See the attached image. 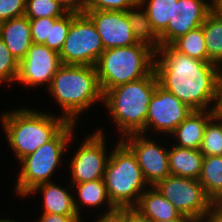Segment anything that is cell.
<instances>
[{
	"instance_id": "obj_26",
	"label": "cell",
	"mask_w": 222,
	"mask_h": 222,
	"mask_svg": "<svg viewBox=\"0 0 222 222\" xmlns=\"http://www.w3.org/2000/svg\"><path fill=\"white\" fill-rule=\"evenodd\" d=\"M149 1V2H147ZM139 0V5L146 4L145 11L150 20L151 26L159 36L168 26L169 20H172L174 4L178 0Z\"/></svg>"
},
{
	"instance_id": "obj_28",
	"label": "cell",
	"mask_w": 222,
	"mask_h": 222,
	"mask_svg": "<svg viewBox=\"0 0 222 222\" xmlns=\"http://www.w3.org/2000/svg\"><path fill=\"white\" fill-rule=\"evenodd\" d=\"M65 14L55 0H26L25 16L28 19L60 18Z\"/></svg>"
},
{
	"instance_id": "obj_40",
	"label": "cell",
	"mask_w": 222,
	"mask_h": 222,
	"mask_svg": "<svg viewBox=\"0 0 222 222\" xmlns=\"http://www.w3.org/2000/svg\"><path fill=\"white\" fill-rule=\"evenodd\" d=\"M154 222H196V219L191 216L181 215L179 218L168 221H154Z\"/></svg>"
},
{
	"instance_id": "obj_37",
	"label": "cell",
	"mask_w": 222,
	"mask_h": 222,
	"mask_svg": "<svg viewBox=\"0 0 222 222\" xmlns=\"http://www.w3.org/2000/svg\"><path fill=\"white\" fill-rule=\"evenodd\" d=\"M196 222H222V213L211 206L203 215L196 219Z\"/></svg>"
},
{
	"instance_id": "obj_9",
	"label": "cell",
	"mask_w": 222,
	"mask_h": 222,
	"mask_svg": "<svg viewBox=\"0 0 222 222\" xmlns=\"http://www.w3.org/2000/svg\"><path fill=\"white\" fill-rule=\"evenodd\" d=\"M155 188L182 215L197 219L212 206V200L199 180L193 178L169 175L159 181Z\"/></svg>"
},
{
	"instance_id": "obj_29",
	"label": "cell",
	"mask_w": 222,
	"mask_h": 222,
	"mask_svg": "<svg viewBox=\"0 0 222 222\" xmlns=\"http://www.w3.org/2000/svg\"><path fill=\"white\" fill-rule=\"evenodd\" d=\"M71 22L72 13H66L58 18L54 24H50L49 42H44L43 44L60 53L68 35Z\"/></svg>"
},
{
	"instance_id": "obj_38",
	"label": "cell",
	"mask_w": 222,
	"mask_h": 222,
	"mask_svg": "<svg viewBox=\"0 0 222 222\" xmlns=\"http://www.w3.org/2000/svg\"><path fill=\"white\" fill-rule=\"evenodd\" d=\"M97 222H123L122 218L115 212L110 215H101Z\"/></svg>"
},
{
	"instance_id": "obj_27",
	"label": "cell",
	"mask_w": 222,
	"mask_h": 222,
	"mask_svg": "<svg viewBox=\"0 0 222 222\" xmlns=\"http://www.w3.org/2000/svg\"><path fill=\"white\" fill-rule=\"evenodd\" d=\"M199 150L204 157L222 156V127L214 117L206 125Z\"/></svg>"
},
{
	"instance_id": "obj_23",
	"label": "cell",
	"mask_w": 222,
	"mask_h": 222,
	"mask_svg": "<svg viewBox=\"0 0 222 222\" xmlns=\"http://www.w3.org/2000/svg\"><path fill=\"white\" fill-rule=\"evenodd\" d=\"M208 62L222 65V19L211 11L202 24Z\"/></svg>"
},
{
	"instance_id": "obj_43",
	"label": "cell",
	"mask_w": 222,
	"mask_h": 222,
	"mask_svg": "<svg viewBox=\"0 0 222 222\" xmlns=\"http://www.w3.org/2000/svg\"><path fill=\"white\" fill-rule=\"evenodd\" d=\"M217 108L222 112V85L219 87V101Z\"/></svg>"
},
{
	"instance_id": "obj_20",
	"label": "cell",
	"mask_w": 222,
	"mask_h": 222,
	"mask_svg": "<svg viewBox=\"0 0 222 222\" xmlns=\"http://www.w3.org/2000/svg\"><path fill=\"white\" fill-rule=\"evenodd\" d=\"M203 157L200 150L174 145L169 149L170 175L198 180L201 173Z\"/></svg>"
},
{
	"instance_id": "obj_35",
	"label": "cell",
	"mask_w": 222,
	"mask_h": 222,
	"mask_svg": "<svg viewBox=\"0 0 222 222\" xmlns=\"http://www.w3.org/2000/svg\"><path fill=\"white\" fill-rule=\"evenodd\" d=\"M66 13L84 14L85 0H55Z\"/></svg>"
},
{
	"instance_id": "obj_22",
	"label": "cell",
	"mask_w": 222,
	"mask_h": 222,
	"mask_svg": "<svg viewBox=\"0 0 222 222\" xmlns=\"http://www.w3.org/2000/svg\"><path fill=\"white\" fill-rule=\"evenodd\" d=\"M140 7L141 6L137 4L136 7L126 11L129 24L131 25L133 35L137 42L146 44L156 52L160 47L159 36L153 30L146 11H138ZM134 8H137V10L135 11Z\"/></svg>"
},
{
	"instance_id": "obj_25",
	"label": "cell",
	"mask_w": 222,
	"mask_h": 222,
	"mask_svg": "<svg viewBox=\"0 0 222 222\" xmlns=\"http://www.w3.org/2000/svg\"><path fill=\"white\" fill-rule=\"evenodd\" d=\"M178 52L193 59L208 61L205 37L202 26L178 37L170 44Z\"/></svg>"
},
{
	"instance_id": "obj_36",
	"label": "cell",
	"mask_w": 222,
	"mask_h": 222,
	"mask_svg": "<svg viewBox=\"0 0 222 222\" xmlns=\"http://www.w3.org/2000/svg\"><path fill=\"white\" fill-rule=\"evenodd\" d=\"M37 222H81V217L58 214H42L40 220Z\"/></svg>"
},
{
	"instance_id": "obj_30",
	"label": "cell",
	"mask_w": 222,
	"mask_h": 222,
	"mask_svg": "<svg viewBox=\"0 0 222 222\" xmlns=\"http://www.w3.org/2000/svg\"><path fill=\"white\" fill-rule=\"evenodd\" d=\"M18 65V61L11 55L8 47L0 38V83L16 82Z\"/></svg>"
},
{
	"instance_id": "obj_33",
	"label": "cell",
	"mask_w": 222,
	"mask_h": 222,
	"mask_svg": "<svg viewBox=\"0 0 222 222\" xmlns=\"http://www.w3.org/2000/svg\"><path fill=\"white\" fill-rule=\"evenodd\" d=\"M26 11V0H0V23L22 17Z\"/></svg>"
},
{
	"instance_id": "obj_19",
	"label": "cell",
	"mask_w": 222,
	"mask_h": 222,
	"mask_svg": "<svg viewBox=\"0 0 222 222\" xmlns=\"http://www.w3.org/2000/svg\"><path fill=\"white\" fill-rule=\"evenodd\" d=\"M145 190L135 206L143 215L152 222L168 221L179 218L182 214L155 188Z\"/></svg>"
},
{
	"instance_id": "obj_2",
	"label": "cell",
	"mask_w": 222,
	"mask_h": 222,
	"mask_svg": "<svg viewBox=\"0 0 222 222\" xmlns=\"http://www.w3.org/2000/svg\"><path fill=\"white\" fill-rule=\"evenodd\" d=\"M158 80L154 69L141 79L121 84L103 93V103L125 136L145 131L146 116Z\"/></svg>"
},
{
	"instance_id": "obj_11",
	"label": "cell",
	"mask_w": 222,
	"mask_h": 222,
	"mask_svg": "<svg viewBox=\"0 0 222 222\" xmlns=\"http://www.w3.org/2000/svg\"><path fill=\"white\" fill-rule=\"evenodd\" d=\"M125 137L121 140L135 154L149 187L155 186L170 175L168 149L161 147L153 139H147L143 133H134Z\"/></svg>"
},
{
	"instance_id": "obj_5",
	"label": "cell",
	"mask_w": 222,
	"mask_h": 222,
	"mask_svg": "<svg viewBox=\"0 0 222 222\" xmlns=\"http://www.w3.org/2000/svg\"><path fill=\"white\" fill-rule=\"evenodd\" d=\"M155 51L146 44L105 49L95 64L102 93L146 77L154 69Z\"/></svg>"
},
{
	"instance_id": "obj_41",
	"label": "cell",
	"mask_w": 222,
	"mask_h": 222,
	"mask_svg": "<svg viewBox=\"0 0 222 222\" xmlns=\"http://www.w3.org/2000/svg\"><path fill=\"white\" fill-rule=\"evenodd\" d=\"M212 206L222 213V192L212 200Z\"/></svg>"
},
{
	"instance_id": "obj_4",
	"label": "cell",
	"mask_w": 222,
	"mask_h": 222,
	"mask_svg": "<svg viewBox=\"0 0 222 222\" xmlns=\"http://www.w3.org/2000/svg\"><path fill=\"white\" fill-rule=\"evenodd\" d=\"M47 113L21 108L2 115V127L18 161L51 141L69 123L61 115Z\"/></svg>"
},
{
	"instance_id": "obj_7",
	"label": "cell",
	"mask_w": 222,
	"mask_h": 222,
	"mask_svg": "<svg viewBox=\"0 0 222 222\" xmlns=\"http://www.w3.org/2000/svg\"><path fill=\"white\" fill-rule=\"evenodd\" d=\"M75 125L69 122L51 141L19 161L22 168L16 180L17 194L25 197L36 185L50 182L51 175L62 160L64 150L73 139Z\"/></svg>"
},
{
	"instance_id": "obj_31",
	"label": "cell",
	"mask_w": 222,
	"mask_h": 222,
	"mask_svg": "<svg viewBox=\"0 0 222 222\" xmlns=\"http://www.w3.org/2000/svg\"><path fill=\"white\" fill-rule=\"evenodd\" d=\"M137 4H139L138 0H85V11H127Z\"/></svg>"
},
{
	"instance_id": "obj_32",
	"label": "cell",
	"mask_w": 222,
	"mask_h": 222,
	"mask_svg": "<svg viewBox=\"0 0 222 222\" xmlns=\"http://www.w3.org/2000/svg\"><path fill=\"white\" fill-rule=\"evenodd\" d=\"M58 18H39V19H29L31 26V38L34 44H43L44 42H49V32L50 24Z\"/></svg>"
},
{
	"instance_id": "obj_24",
	"label": "cell",
	"mask_w": 222,
	"mask_h": 222,
	"mask_svg": "<svg viewBox=\"0 0 222 222\" xmlns=\"http://www.w3.org/2000/svg\"><path fill=\"white\" fill-rule=\"evenodd\" d=\"M198 180L206 195L215 199L222 192V156L203 157Z\"/></svg>"
},
{
	"instance_id": "obj_45",
	"label": "cell",
	"mask_w": 222,
	"mask_h": 222,
	"mask_svg": "<svg viewBox=\"0 0 222 222\" xmlns=\"http://www.w3.org/2000/svg\"><path fill=\"white\" fill-rule=\"evenodd\" d=\"M221 68H222V66H221ZM221 76H222V69H221ZM220 85H222V80H221V83H220Z\"/></svg>"
},
{
	"instance_id": "obj_1",
	"label": "cell",
	"mask_w": 222,
	"mask_h": 222,
	"mask_svg": "<svg viewBox=\"0 0 222 222\" xmlns=\"http://www.w3.org/2000/svg\"><path fill=\"white\" fill-rule=\"evenodd\" d=\"M154 71L159 86L192 110H215L218 106L222 80L220 66L193 59L171 45H164L155 52ZM211 102L215 104L209 108Z\"/></svg>"
},
{
	"instance_id": "obj_6",
	"label": "cell",
	"mask_w": 222,
	"mask_h": 222,
	"mask_svg": "<svg viewBox=\"0 0 222 222\" xmlns=\"http://www.w3.org/2000/svg\"><path fill=\"white\" fill-rule=\"evenodd\" d=\"M110 154L103 176L108 196L117 209L135 207L149 186L136 156L122 140Z\"/></svg>"
},
{
	"instance_id": "obj_16",
	"label": "cell",
	"mask_w": 222,
	"mask_h": 222,
	"mask_svg": "<svg viewBox=\"0 0 222 222\" xmlns=\"http://www.w3.org/2000/svg\"><path fill=\"white\" fill-rule=\"evenodd\" d=\"M0 38L19 63L33 44L29 19L24 15L0 23Z\"/></svg>"
},
{
	"instance_id": "obj_3",
	"label": "cell",
	"mask_w": 222,
	"mask_h": 222,
	"mask_svg": "<svg viewBox=\"0 0 222 222\" xmlns=\"http://www.w3.org/2000/svg\"><path fill=\"white\" fill-rule=\"evenodd\" d=\"M68 122L76 123L81 112L103 101L95 66L61 65L48 88Z\"/></svg>"
},
{
	"instance_id": "obj_15",
	"label": "cell",
	"mask_w": 222,
	"mask_h": 222,
	"mask_svg": "<svg viewBox=\"0 0 222 222\" xmlns=\"http://www.w3.org/2000/svg\"><path fill=\"white\" fill-rule=\"evenodd\" d=\"M211 11L212 3L206 0H178L172 20L159 35L160 46L170 45L178 37L202 26Z\"/></svg>"
},
{
	"instance_id": "obj_17",
	"label": "cell",
	"mask_w": 222,
	"mask_h": 222,
	"mask_svg": "<svg viewBox=\"0 0 222 222\" xmlns=\"http://www.w3.org/2000/svg\"><path fill=\"white\" fill-rule=\"evenodd\" d=\"M214 117V110H193L170 134L175 136V146L199 150L207 123Z\"/></svg>"
},
{
	"instance_id": "obj_34",
	"label": "cell",
	"mask_w": 222,
	"mask_h": 222,
	"mask_svg": "<svg viewBox=\"0 0 222 222\" xmlns=\"http://www.w3.org/2000/svg\"><path fill=\"white\" fill-rule=\"evenodd\" d=\"M116 213L122 218L123 222H152L135 207L118 208Z\"/></svg>"
},
{
	"instance_id": "obj_18",
	"label": "cell",
	"mask_w": 222,
	"mask_h": 222,
	"mask_svg": "<svg viewBox=\"0 0 222 222\" xmlns=\"http://www.w3.org/2000/svg\"><path fill=\"white\" fill-rule=\"evenodd\" d=\"M38 191H42L44 199L42 214L78 216L74 207V195L69 193L67 188L60 187L51 181L44 182L36 185L26 196Z\"/></svg>"
},
{
	"instance_id": "obj_12",
	"label": "cell",
	"mask_w": 222,
	"mask_h": 222,
	"mask_svg": "<svg viewBox=\"0 0 222 222\" xmlns=\"http://www.w3.org/2000/svg\"><path fill=\"white\" fill-rule=\"evenodd\" d=\"M192 111L175 95L158 85L151 97L145 131L142 133L145 134L151 128L156 132L171 134Z\"/></svg>"
},
{
	"instance_id": "obj_44",
	"label": "cell",
	"mask_w": 222,
	"mask_h": 222,
	"mask_svg": "<svg viewBox=\"0 0 222 222\" xmlns=\"http://www.w3.org/2000/svg\"><path fill=\"white\" fill-rule=\"evenodd\" d=\"M0 222H15V221H13V220H11V219H0Z\"/></svg>"
},
{
	"instance_id": "obj_21",
	"label": "cell",
	"mask_w": 222,
	"mask_h": 222,
	"mask_svg": "<svg viewBox=\"0 0 222 222\" xmlns=\"http://www.w3.org/2000/svg\"><path fill=\"white\" fill-rule=\"evenodd\" d=\"M76 185V186H75ZM74 186L77 188V193L79 196V200L77 201L74 197V207L78 214L81 216L79 212L81 205L90 207H99L104 204L105 201L108 205V210L103 215H110L117 211V208L112 204L106 186L104 184L103 179H98L94 181L84 182V183H76Z\"/></svg>"
},
{
	"instance_id": "obj_42",
	"label": "cell",
	"mask_w": 222,
	"mask_h": 222,
	"mask_svg": "<svg viewBox=\"0 0 222 222\" xmlns=\"http://www.w3.org/2000/svg\"><path fill=\"white\" fill-rule=\"evenodd\" d=\"M214 118L221 124L222 127V112L217 107L214 110Z\"/></svg>"
},
{
	"instance_id": "obj_14",
	"label": "cell",
	"mask_w": 222,
	"mask_h": 222,
	"mask_svg": "<svg viewBox=\"0 0 222 222\" xmlns=\"http://www.w3.org/2000/svg\"><path fill=\"white\" fill-rule=\"evenodd\" d=\"M84 14L93 22L105 49L138 44L126 11L92 10Z\"/></svg>"
},
{
	"instance_id": "obj_13",
	"label": "cell",
	"mask_w": 222,
	"mask_h": 222,
	"mask_svg": "<svg viewBox=\"0 0 222 222\" xmlns=\"http://www.w3.org/2000/svg\"><path fill=\"white\" fill-rule=\"evenodd\" d=\"M62 65L59 53L44 44H32L18 65L16 81L29 87L46 85L48 88L53 76ZM47 83V84H46Z\"/></svg>"
},
{
	"instance_id": "obj_10",
	"label": "cell",
	"mask_w": 222,
	"mask_h": 222,
	"mask_svg": "<svg viewBox=\"0 0 222 222\" xmlns=\"http://www.w3.org/2000/svg\"><path fill=\"white\" fill-rule=\"evenodd\" d=\"M105 149V137L101 129L84 140L70 162V185L103 179L110 157Z\"/></svg>"
},
{
	"instance_id": "obj_8",
	"label": "cell",
	"mask_w": 222,
	"mask_h": 222,
	"mask_svg": "<svg viewBox=\"0 0 222 222\" xmlns=\"http://www.w3.org/2000/svg\"><path fill=\"white\" fill-rule=\"evenodd\" d=\"M104 46L93 22L85 14L72 13V22L59 53L63 65L95 66Z\"/></svg>"
},
{
	"instance_id": "obj_39",
	"label": "cell",
	"mask_w": 222,
	"mask_h": 222,
	"mask_svg": "<svg viewBox=\"0 0 222 222\" xmlns=\"http://www.w3.org/2000/svg\"><path fill=\"white\" fill-rule=\"evenodd\" d=\"M212 11L222 19V0H215L212 3Z\"/></svg>"
}]
</instances>
